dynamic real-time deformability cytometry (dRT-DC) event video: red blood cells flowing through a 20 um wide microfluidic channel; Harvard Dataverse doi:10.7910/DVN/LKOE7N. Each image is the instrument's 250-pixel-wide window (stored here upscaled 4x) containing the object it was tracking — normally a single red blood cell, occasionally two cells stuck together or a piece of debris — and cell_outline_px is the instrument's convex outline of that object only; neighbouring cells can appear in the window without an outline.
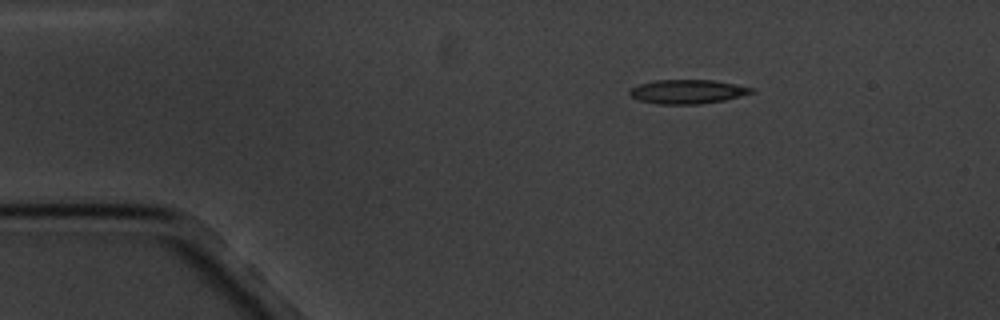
{"species": "common noctule bat (a hibernating species)", "species_latin": "Nyctalus noctula", "temperature_condition": "cold", "stored_images_in_passage": 3, "camera_frame_rate_fps": 3000, "um_per_image_px": 0.085, "animal": {"sex": "male", "body_mass_g": 20.1, "forearm_length_mm": 53.5}, "frame": {"image": 1, "passage_image": 1, "time_ms": 0.0, "image_size_px": [1000, 320], "cell_outline_px": [[756, 92], [724, 100], [700, 104], [656, 104], [640, 100], [632, 96], [628, 92], [628, 88], [640, 84], [656, 80], [712, 80], [756, 88]], "centroid_in_image_um": [58.45, 7.79], "position_along_channel_um": 26.6, "area_um2": 17.11}}